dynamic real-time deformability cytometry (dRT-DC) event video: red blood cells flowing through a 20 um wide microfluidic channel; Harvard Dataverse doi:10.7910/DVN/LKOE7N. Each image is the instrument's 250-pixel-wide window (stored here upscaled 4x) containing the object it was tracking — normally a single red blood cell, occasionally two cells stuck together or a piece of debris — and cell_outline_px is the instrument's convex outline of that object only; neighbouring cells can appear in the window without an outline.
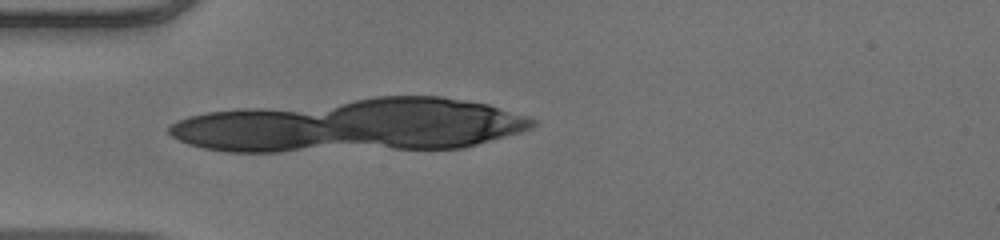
{"species": "human", "species_latin": "Homo sapiens", "temperature_condition": "warm", "stored_images_in_passage": 6, "camera_frame_rate_fps": 3000, "um_per_image_px": 0.085, "donor": {"sex": "male"}, "frame": {"image": 1, "passage_image": 6, "time_ms": 1.667, "image_size_px": [1000, 240], "cell_outline_px": [[496, 132], [488, 136], [464, 144], [428, 148], [424, 148], [376, 100], [444, 100], [476, 104], [492, 108]], "centroid_in_image_um": [37.57, 10.28], "position_along_channel_um": 47.4, "area_um2": 28.84}}